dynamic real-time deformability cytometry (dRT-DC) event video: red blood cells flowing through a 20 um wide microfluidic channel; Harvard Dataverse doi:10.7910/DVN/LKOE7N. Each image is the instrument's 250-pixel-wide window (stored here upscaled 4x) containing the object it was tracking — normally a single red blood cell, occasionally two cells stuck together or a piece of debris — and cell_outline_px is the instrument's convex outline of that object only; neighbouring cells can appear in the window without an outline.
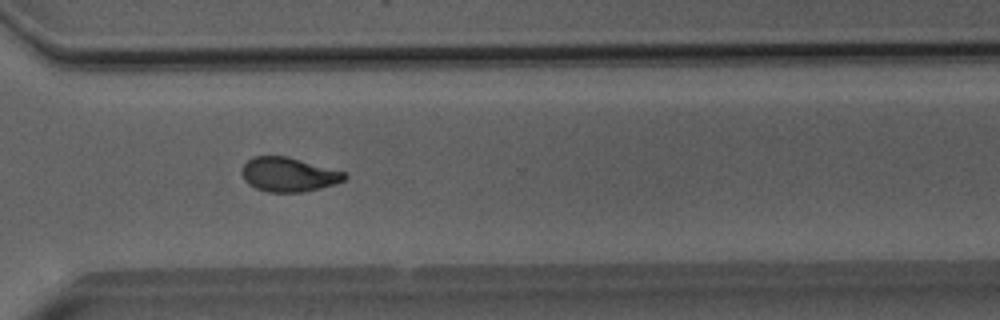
{"species": "Egyptian fruit bat (a non-hibernating species)", "species_latin": "Rousettus aegyptiacus", "temperature_condition": "room temperature", "stored_images_in_passage": 48, "camera_frame_rate_fps": 3000, "um_per_image_px": 0.085, "animal": {"sex": "male"}, "frame": {"image": 1, "passage_image": 34, "time_ms": 11.0, "image_size_px": [1000, 320], "cell_outline_px": [[348, 176], [344, 180], [336, 184], [320, 188], [300, 192], [268, 192], [256, 188], [248, 184], [244, 180], [240, 172], [244, 164], [252, 156], [284, 156], [344, 172]], "centroid_in_image_um": [24.48, 14.84], "position_along_channel_um": 346.1, "area_um2": 20.29}}
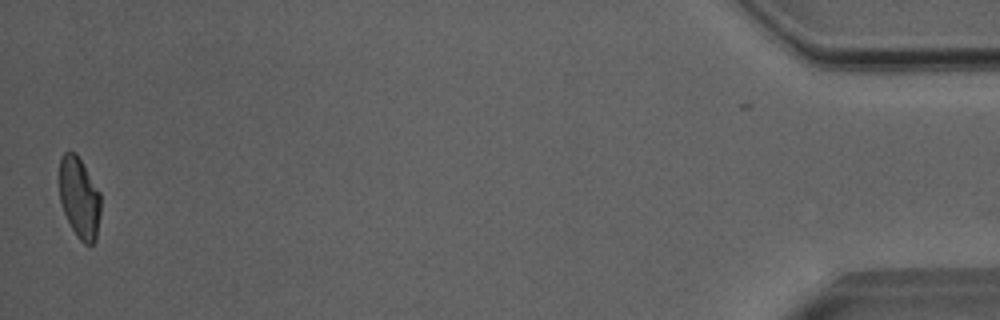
{"frame": {"image": 2, "passage_image": 47, "time_ms": 15.333, "image_size_px": [1000, 320], "cell_outline_px": [[100, 216], [96, 240], [92, 244], [84, 244], [76, 236], [64, 212], [60, 200], [60, 160], [64, 152], [76, 152], [100, 192]], "centroid_in_image_um": [6.76, 16.83], "position_along_channel_um": 428.4, "area_um2": 19.42}}